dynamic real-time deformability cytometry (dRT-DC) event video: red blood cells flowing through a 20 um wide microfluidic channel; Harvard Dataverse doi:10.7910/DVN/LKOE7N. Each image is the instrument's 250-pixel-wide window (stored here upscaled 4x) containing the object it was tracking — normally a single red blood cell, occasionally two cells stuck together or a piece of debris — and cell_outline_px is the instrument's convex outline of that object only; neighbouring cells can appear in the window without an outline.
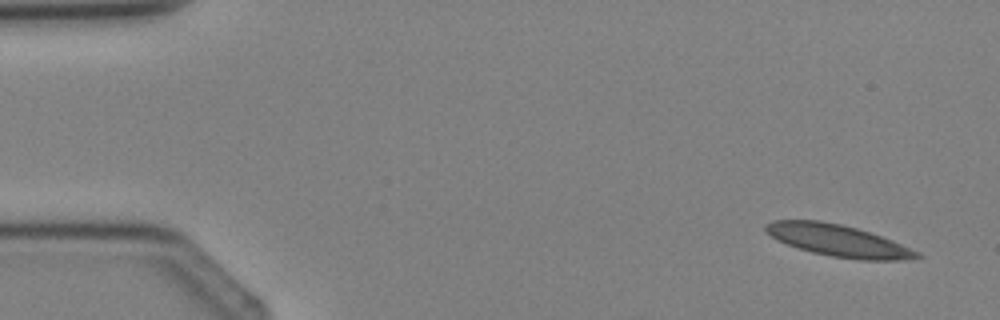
{"species": "Egyptian fruit bat (a non-hibernating species)", "species_latin": "Rousettus aegyptiacus", "temperature_condition": "cold", "stored_images_in_passage": 4, "camera_frame_rate_fps": 3000, "um_per_image_px": 0.085, "animal": {"sex": "female"}, "frame": {"image": 1, "passage_image": 1, "time_ms": 0.0, "image_size_px": [1000, 320], "cell_outline_px": [[924, 256], [900, 260], [860, 260], [832, 256], [812, 252], [776, 240], [764, 228], [764, 224], [772, 220], [820, 220], [840, 224], [856, 228], [892, 240], [920, 252]], "centroid_in_image_um": [71.24, 20.44], "position_along_channel_um": 13.8, "area_um2": 27.74}}